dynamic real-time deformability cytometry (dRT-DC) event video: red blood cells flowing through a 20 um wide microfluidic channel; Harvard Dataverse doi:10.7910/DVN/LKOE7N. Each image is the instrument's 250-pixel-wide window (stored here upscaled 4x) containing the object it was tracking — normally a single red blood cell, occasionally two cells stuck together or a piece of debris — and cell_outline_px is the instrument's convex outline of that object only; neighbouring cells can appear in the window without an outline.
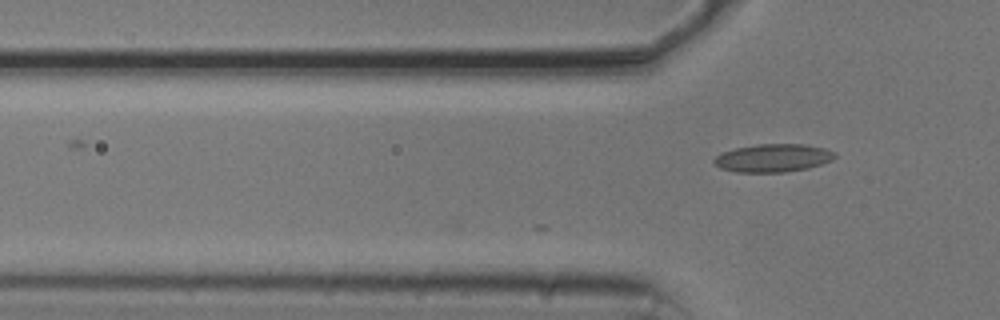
{"species": "common noctule bat (a hibernating species)", "species_latin": "Nyctalus noctula", "temperature_condition": "cold", "stored_images_in_passage": 3, "camera_frame_rate_fps": 3000, "um_per_image_px": 0.085, "animal": {"sex": "male", "body_mass_g": 20.5, "forearm_length_mm": 52.5}, "frame": {"image": 1, "passage_image": 3, "time_ms": 0.667, "image_size_px": [1000, 320], "cell_outline_px": [[836, 156], [832, 160], [808, 168], [784, 172], [736, 172], [720, 168], [712, 160], [720, 152], [736, 148], [756, 144], [804, 144], [824, 148], [836, 152]], "centroid_in_image_um": [65.7, 13.42], "position_along_channel_um": 60.1, "area_um2": 19.77}}